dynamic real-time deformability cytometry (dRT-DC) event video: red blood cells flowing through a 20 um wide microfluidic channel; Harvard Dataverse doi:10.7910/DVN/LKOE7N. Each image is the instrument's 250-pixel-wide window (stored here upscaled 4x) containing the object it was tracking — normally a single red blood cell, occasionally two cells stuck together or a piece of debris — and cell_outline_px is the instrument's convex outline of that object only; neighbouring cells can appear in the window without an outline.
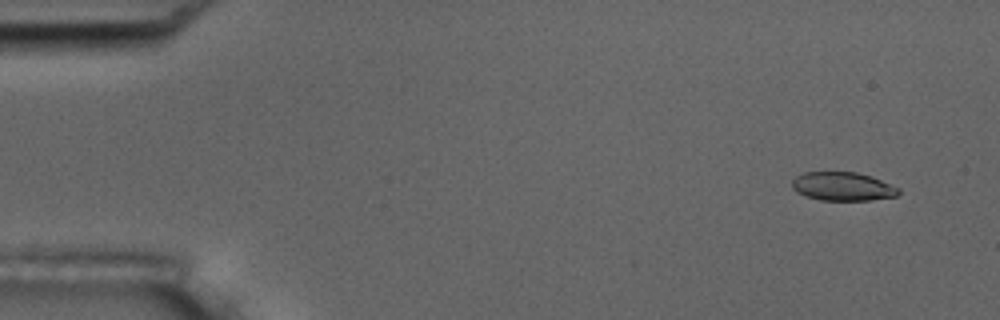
{"species": "common noctule bat (a hibernating species)", "species_latin": "Nyctalus noctula", "temperature_condition": "room temperature", "stored_images_in_passage": 7, "camera_frame_rate_fps": 3000, "um_per_image_px": 0.085, "animal": {"sex": "male", "body_mass_g": 17.5, "forearm_length_mm": 52.3}, "frame": {"image": 1, "passage_image": 1, "time_ms": 0.0, "image_size_px": [1000, 320], "cell_outline_px": [[900, 192], [896, 196], [872, 200], [820, 200], [804, 196], [796, 192], [792, 188], [792, 180], [796, 176], [804, 172], [856, 172], [872, 176], [900, 188]], "centroid_in_image_um": [71.62, 15.85], "position_along_channel_um": 13.4, "area_um2": 17.92}}
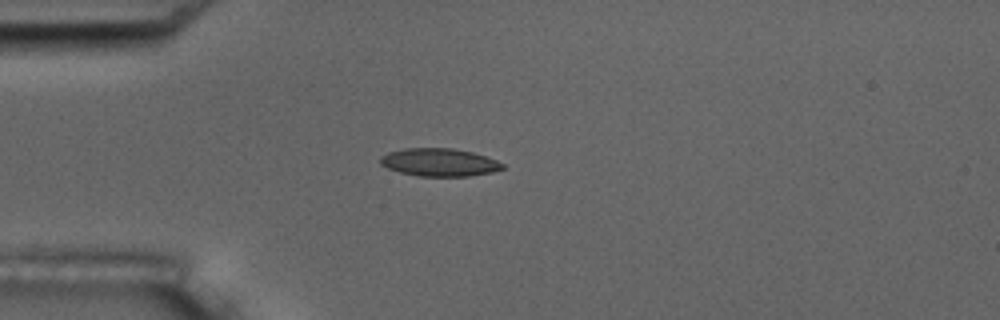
{"frame": {"image": 2, "passage_image": 4, "time_ms": 3.667, "image_size_px": [1000, 320], "cell_outline_px": [[504, 168], [492, 172], [468, 176], [420, 176], [400, 172], [388, 168], [380, 164], [380, 156], [388, 152], [404, 148], [452, 148], [472, 152], [496, 160], [504, 164]], "centroid_in_image_um": [37.32, 13.79], "position_along_channel_um": 47.7, "area_um2": 19.77}}